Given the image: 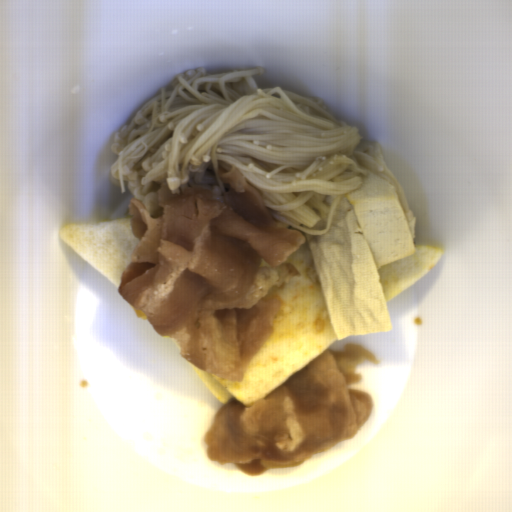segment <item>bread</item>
Segmentation results:
<instances>
[{
    "label": "bread",
    "mask_w": 512,
    "mask_h": 512,
    "mask_svg": "<svg viewBox=\"0 0 512 512\" xmlns=\"http://www.w3.org/2000/svg\"><path fill=\"white\" fill-rule=\"evenodd\" d=\"M445 250L415 246L406 258L387 262L378 270L385 303L419 281L443 256Z\"/></svg>",
    "instance_id": "obj_3"
},
{
    "label": "bread",
    "mask_w": 512,
    "mask_h": 512,
    "mask_svg": "<svg viewBox=\"0 0 512 512\" xmlns=\"http://www.w3.org/2000/svg\"><path fill=\"white\" fill-rule=\"evenodd\" d=\"M286 259L298 274L272 286L270 292L278 301L273 329L241 379L203 371L188 359L222 405L234 398L251 407L340 340L307 236Z\"/></svg>",
    "instance_id": "obj_1"
},
{
    "label": "bread",
    "mask_w": 512,
    "mask_h": 512,
    "mask_svg": "<svg viewBox=\"0 0 512 512\" xmlns=\"http://www.w3.org/2000/svg\"><path fill=\"white\" fill-rule=\"evenodd\" d=\"M130 221L131 218H113L98 223H72L63 227L59 239L119 289L139 241Z\"/></svg>",
    "instance_id": "obj_2"
}]
</instances>
